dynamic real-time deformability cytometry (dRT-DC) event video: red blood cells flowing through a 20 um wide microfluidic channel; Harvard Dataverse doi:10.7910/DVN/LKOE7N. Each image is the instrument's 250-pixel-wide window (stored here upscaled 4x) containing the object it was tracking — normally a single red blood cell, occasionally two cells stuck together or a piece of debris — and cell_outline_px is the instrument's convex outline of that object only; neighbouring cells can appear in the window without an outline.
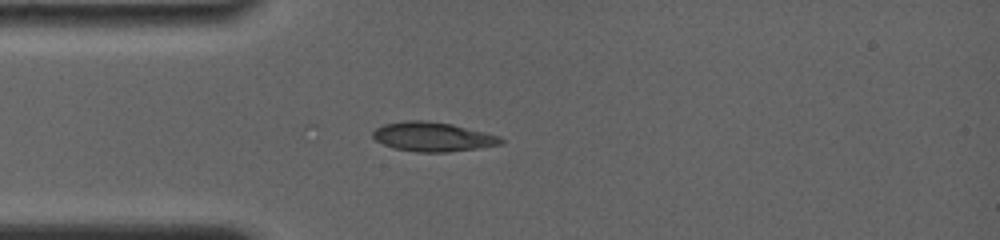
{"species": "common noctule bat (a hibernating species)", "species_latin": "Nyctalus noctula", "temperature_condition": "room temperature", "stored_images_in_passage": 41, "camera_frame_rate_fps": 4000, "um_per_image_px": 0.085, "animal": {"sex": "female", "body_mass_g": 19.0, "forearm_length_mm": 56.7}, "frame": {"image": 1, "passage_image": 1, "time_ms": 0.0, "image_size_px": [1000, 240], "cell_outline_px": [[504, 144], [480, 148], [448, 152], [416, 152], [396, 148], [384, 144], [376, 140], [372, 136], [372, 132], [376, 128], [384, 124], [404, 120], [428, 120], [452, 124], [500, 136], [504, 140]], "centroid_in_image_um": [36.81, 11.62], "position_along_channel_um": 48.2, "area_um2": 21.96}}
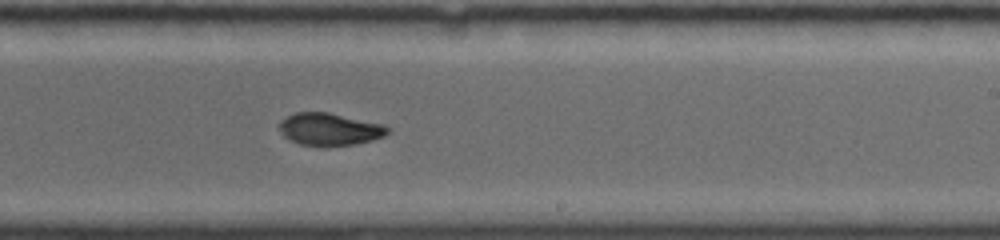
{"frame": {"image": 2, "passage_image": 20, "time_ms": 5.75, "image_size_px": [1000, 240], "cell_outline_px": [[392, 128], [384, 136], [372, 140], [352, 144], [324, 148], [320, 148], [300, 144], [284, 136], [280, 132], [280, 120], [296, 112], [328, 112], [384, 124]], "centroid_in_image_um": [28.03, 11.0], "position_along_channel_um": 261.0, "area_um2": 20.75}}
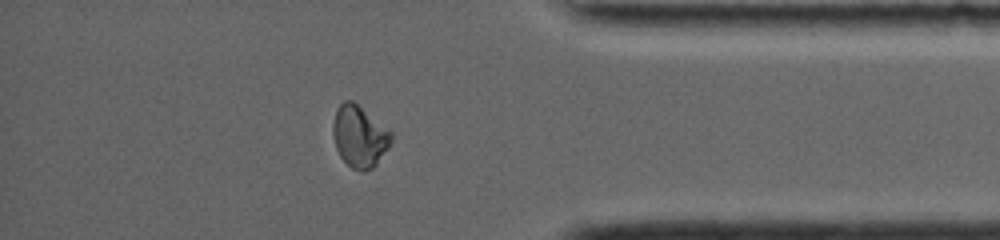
{"frame": {"image": 3, "passage_image": 33, "time_ms": 9.75, "image_size_px": [1000, 240], "cell_outline_px": [[392, 140], [388, 148], [376, 164], [372, 168], [352, 168], [340, 156], [336, 148], [332, 132], [332, 124], [336, 112], [340, 104], [344, 100], [352, 100], [388, 128], [392, 132]], "centroid_in_image_um": [30.55, 11.55], "position_along_channel_um": 404.6, "area_um2": 20.58}}